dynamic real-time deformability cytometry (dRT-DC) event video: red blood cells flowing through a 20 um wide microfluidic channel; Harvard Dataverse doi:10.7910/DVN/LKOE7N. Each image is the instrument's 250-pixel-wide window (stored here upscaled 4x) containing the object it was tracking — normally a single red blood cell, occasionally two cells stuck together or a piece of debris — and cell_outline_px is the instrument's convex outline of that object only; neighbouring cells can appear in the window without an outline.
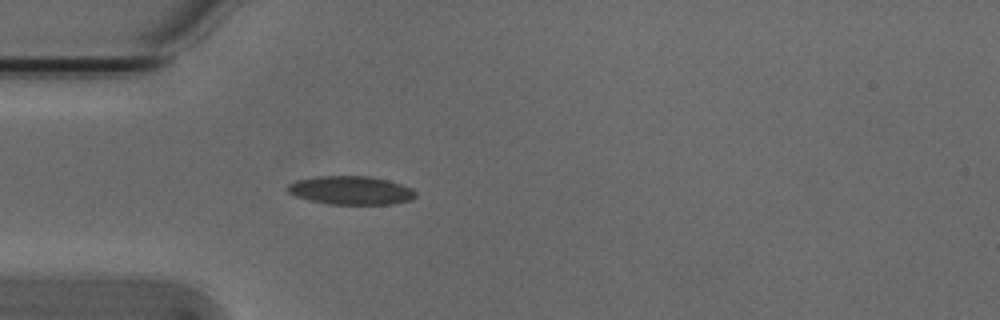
{"species": "Egyptian fruit bat (a non-hibernating species)", "species_latin": "Rousettus aegyptiacus", "temperature_condition": "cold", "stored_images_in_passage": 5, "camera_frame_rate_fps": 3000, "um_per_image_px": 0.085, "animal": {"sex": "male"}, "frame": {"image": 1, "passage_image": 5, "time_ms": 1.333, "image_size_px": [1000, 320], "cell_outline_px": [[416, 196], [412, 200], [392, 204], [328, 204], [296, 196], [288, 192], [284, 188], [288, 184], [296, 180], [316, 176], [368, 176], [388, 180], [412, 188], [416, 192]], "centroid_in_image_um": [29.82, 16.17], "position_along_channel_um": 55.2, "area_um2": 21.33}}